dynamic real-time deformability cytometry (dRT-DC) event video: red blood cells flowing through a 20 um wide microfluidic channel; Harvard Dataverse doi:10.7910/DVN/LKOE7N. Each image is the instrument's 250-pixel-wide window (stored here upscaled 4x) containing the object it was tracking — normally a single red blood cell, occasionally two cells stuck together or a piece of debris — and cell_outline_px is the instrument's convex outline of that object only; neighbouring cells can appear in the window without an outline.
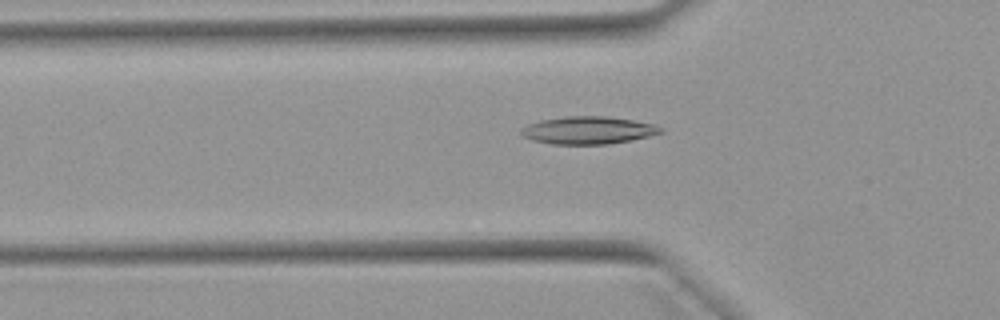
{"species": "Egyptian fruit bat (a non-hibernating species)", "species_latin": "Rousettus aegyptiacus", "temperature_condition": "warm", "stored_images_in_passage": 51, "camera_frame_rate_fps": 3000, "um_per_image_px": 0.085, "animal": {"sex": "female"}, "frame": {"image": 1, "passage_image": 17, "time_ms": 5.333, "image_size_px": [1000, 320], "cell_outline_px": [[664, 132], [632, 140], [608, 144], [552, 144], [532, 140], [524, 136], [520, 132], [520, 128], [528, 124], [540, 120], [564, 116], [604, 116], [632, 120], [652, 124], [664, 128]], "centroid_in_image_um": [49.98, 11.07], "position_along_channel_um": 75.8, "area_um2": 22.43}}
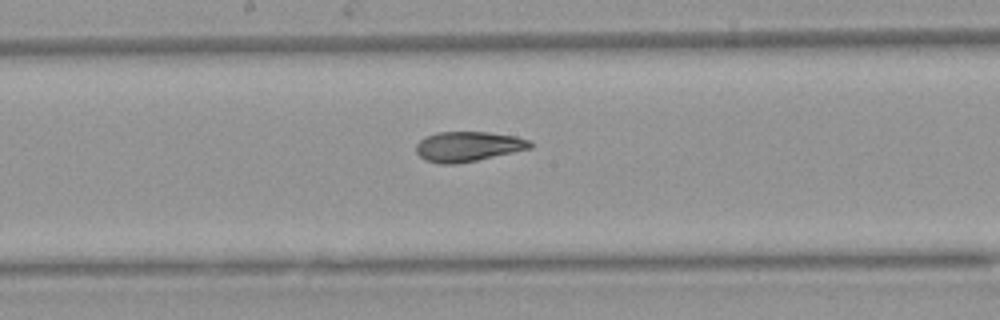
{"frame": {"image": 2, "passage_image": 27, "time_ms": 8.667, "image_size_px": [1000, 320], "cell_outline_px": [[532, 148], [476, 160], [456, 164], [440, 164], [424, 160], [416, 152], [416, 144], [424, 136], [436, 132], [488, 132], [516, 136], [528, 140], [532, 144]], "centroid_in_image_um": [39.74, 12.45], "position_along_channel_um": 208.5, "area_um2": 19.94}}
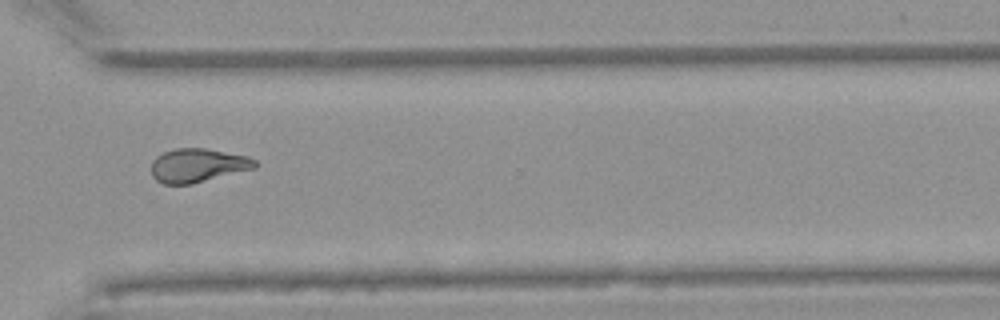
{"frame": {"image": 3, "passage_image": 38, "time_ms": 12.333, "image_size_px": [1000, 320], "cell_outline_px": [[260, 164], [256, 168], [192, 184], [164, 184], [156, 180], [152, 176], [152, 160], [156, 156], [164, 152], [176, 148], [204, 148], [248, 156], [256, 160]], "centroid_in_image_um": [16.83, 14.06], "position_along_channel_um": 353.8, "area_um2": 20.52}, "authors_computed_cell_mechanics": {"area_um2": 20.6346, "velocity_mm_per_s": 3.9683, "shape_relaxation_time_tau1_ms": 5.7591, "shape_relaxation_time_tau2_ms": 1.6601, "deformation_change_tau1": 0.2015, "deformation_change_tau2": 0.0852}}